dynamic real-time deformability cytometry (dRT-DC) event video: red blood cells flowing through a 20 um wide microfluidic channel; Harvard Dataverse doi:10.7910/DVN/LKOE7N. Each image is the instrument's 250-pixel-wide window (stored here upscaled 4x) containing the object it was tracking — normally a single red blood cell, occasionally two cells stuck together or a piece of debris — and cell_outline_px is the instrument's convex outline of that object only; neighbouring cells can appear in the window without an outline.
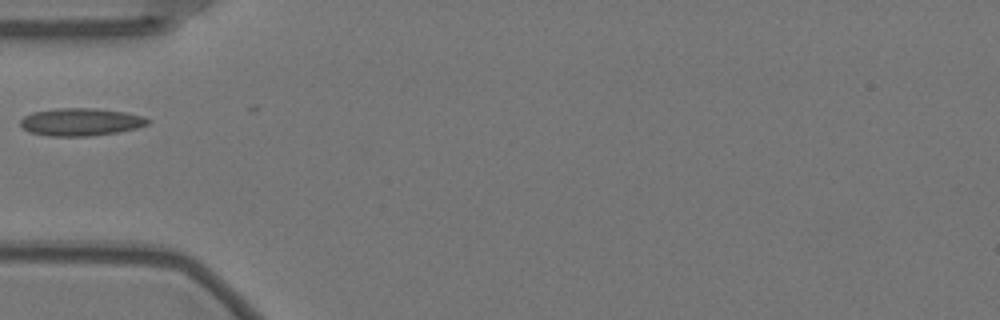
{"species": "Egyptian fruit bat (a non-hibernating species)", "species_latin": "Rousettus aegyptiacus", "temperature_condition": "warm", "stored_images_in_passage": 10, "camera_frame_rate_fps": 3000, "um_per_image_px": 0.085, "animal": {"sex": "female"}, "frame": {"image": 1, "passage_image": 1, "time_ms": 0.0, "image_size_px": [1000, 320], "cell_outline_px": [[152, 120], [148, 124], [136, 128], [120, 132], [88, 136], [48, 136], [28, 132], [20, 124], [20, 120], [24, 116], [32, 112], [56, 108], [96, 108], [124, 112], [144, 116]], "centroid_in_image_um": [6.87, 10.36], "position_along_channel_um": 78.1, "area_um2": 20.69}}
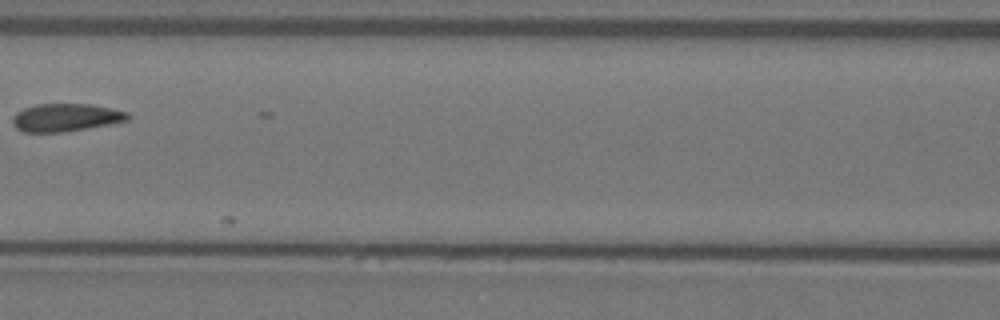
{"frame": {"image": 2, "passage_image": 8, "time_ms": 2.333, "image_size_px": [1000, 320], "cell_outline_px": [[132, 116], [128, 120], [108, 124], [60, 132], [24, 132], [16, 128], [12, 124], [12, 116], [16, 112], [24, 108], [36, 104], [92, 104], [128, 112]], "centroid_in_image_um": [5.56, 9.98], "position_along_channel_um": 161.0, "area_um2": 18.61}}